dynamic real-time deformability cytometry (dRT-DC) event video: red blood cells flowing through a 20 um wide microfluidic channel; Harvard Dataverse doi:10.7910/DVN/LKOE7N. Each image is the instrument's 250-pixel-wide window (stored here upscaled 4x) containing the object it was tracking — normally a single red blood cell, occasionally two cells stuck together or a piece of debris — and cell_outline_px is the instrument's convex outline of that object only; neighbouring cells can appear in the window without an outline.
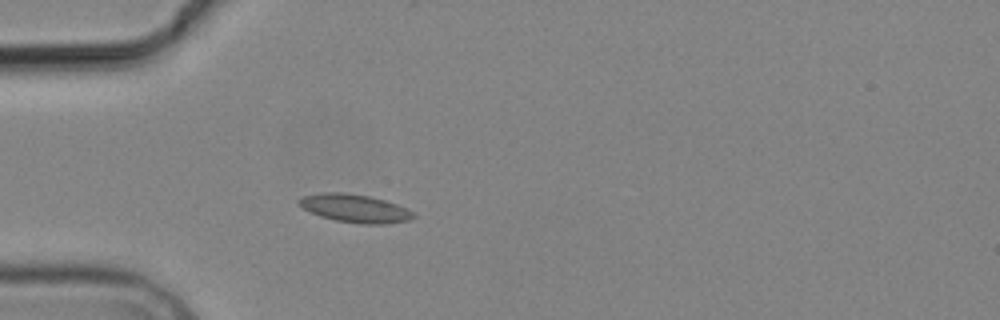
{"species": "common noctule bat (a hibernating species)", "species_latin": "Nyctalus noctula", "temperature_condition": "cold", "stored_images_in_passage": 5, "camera_frame_rate_fps": 3000, "um_per_image_px": 0.085, "animal": {"sex": "male", "body_mass_g": 19.2, "forearm_length_mm": 51.8}, "frame": {"image": 1, "passage_image": 5, "time_ms": 4.667, "image_size_px": [1000, 320], "cell_outline_px": [[416, 216], [408, 220], [384, 224], [364, 224], [336, 220], [320, 216], [304, 208], [296, 200], [304, 196], [320, 192], [344, 192], [368, 196], [384, 200], [396, 204], [412, 212]], "centroid_in_image_um": [30.14, 17.7], "position_along_channel_um": 54.9, "area_um2": 18.44}}